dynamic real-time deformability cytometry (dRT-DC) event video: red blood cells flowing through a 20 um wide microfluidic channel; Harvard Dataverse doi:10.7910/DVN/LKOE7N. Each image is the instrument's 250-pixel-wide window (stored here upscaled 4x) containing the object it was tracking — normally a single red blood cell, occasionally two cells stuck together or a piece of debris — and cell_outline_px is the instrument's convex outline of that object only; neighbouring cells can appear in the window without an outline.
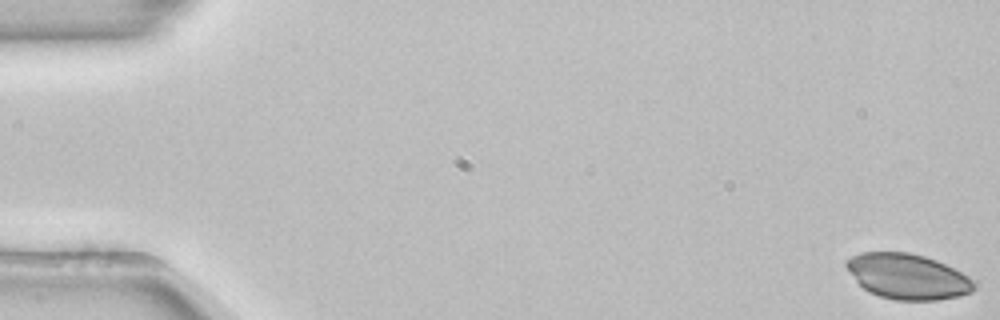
{"species": "common noctule bat (a hibernating species)", "species_latin": "Nyctalus noctula", "temperature_condition": "room temperature", "stored_images_in_passage": 55, "camera_frame_rate_fps": 3000, "um_per_image_px": 0.085, "animal": {"sex": "female", "body_mass_g": 22.7, "forearm_length_mm": 54.2}, "frame": {"image": 1, "passage_image": 1, "time_ms": 0.0, "image_size_px": [1000, 320], "cell_outline_px": [[976, 288], [972, 292], [956, 296], [936, 300], [896, 300], [880, 296], [868, 292], [856, 280], [844, 264], [852, 256], [860, 252], [912, 252], [936, 260], [976, 280]], "centroid_in_image_um": [77.17, 23.49], "position_along_channel_um": 7.8, "area_um2": 33.64}}
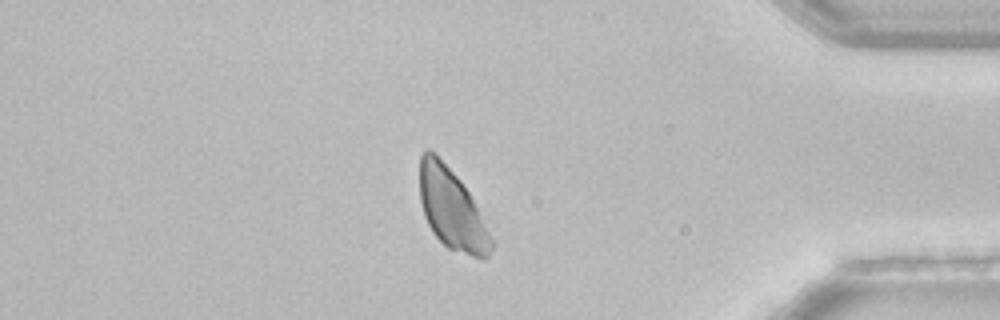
{"frame": {"image": 2, "passage_image": 46, "time_ms": 15.0, "image_size_px": [1000, 320], "cell_outline_px": [[496, 244], [488, 256], [472, 256], [448, 248], [432, 232], [424, 216], [420, 200], [420, 156], [424, 148], [432, 148], [436, 152], [460, 180], [468, 192]], "centroid_in_image_um": [38.37, 17.72], "position_along_channel_um": 396.8, "area_um2": 33.52}}